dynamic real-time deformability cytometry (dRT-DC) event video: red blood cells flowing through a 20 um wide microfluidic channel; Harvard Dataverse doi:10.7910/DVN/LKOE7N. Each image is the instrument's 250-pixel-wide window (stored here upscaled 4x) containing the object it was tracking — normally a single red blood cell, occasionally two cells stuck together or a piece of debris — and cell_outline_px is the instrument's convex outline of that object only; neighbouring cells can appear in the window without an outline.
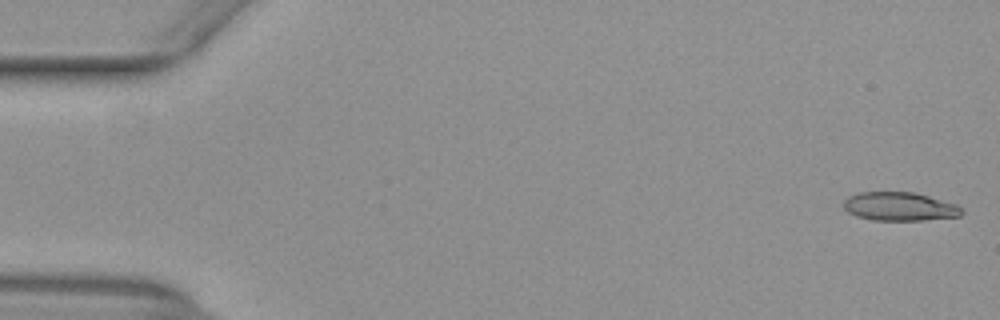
{"species": "common noctule bat (a hibernating species)", "species_latin": "Nyctalus noctula", "temperature_condition": "warm", "stored_images_in_passage": 52, "camera_frame_rate_fps": 3000, "um_per_image_px": 0.085, "animal": {"sex": "female", "body_mass_g": 29.2, "forearm_length_mm": 56.3}, "frame": {"image": 1, "passage_image": 1, "time_ms": 0.0, "image_size_px": [1000, 320], "cell_outline_px": [[964, 212], [960, 216], [924, 220], [872, 220], [856, 216], [848, 212], [844, 208], [844, 200], [848, 196], [856, 192], [916, 192], [956, 204]], "centroid_in_image_um": [76.45, 17.55], "position_along_channel_um": 8.6, "area_um2": 19.77}}
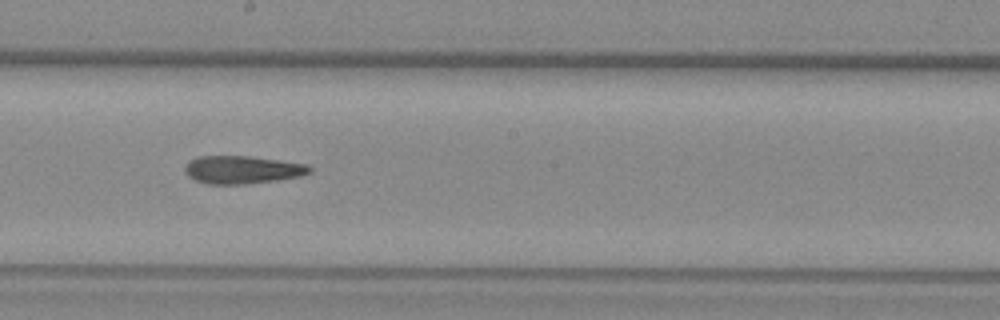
{"frame": {"image": 2, "passage_image": 29, "time_ms": 9.333, "image_size_px": [1000, 320], "cell_outline_px": [[312, 172], [300, 176], [276, 180], [244, 184], [208, 184], [192, 180], [184, 172], [184, 168], [188, 160], [196, 156], [248, 156], [280, 160], [304, 164], [312, 168]], "centroid_in_image_um": [20.53, 14.42], "position_along_channel_um": 227.7, "area_um2": 20.4}}
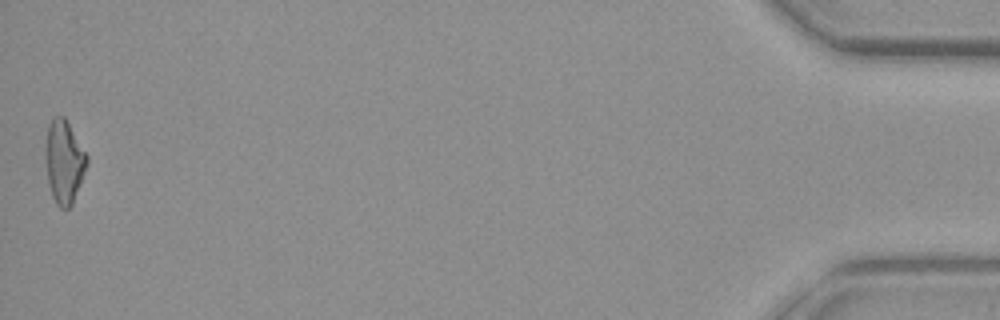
{"frame": {"image": 3, "passage_image": 52, "time_ms": 17.0, "image_size_px": [1000, 320], "cell_outline_px": [[88, 164], [72, 204], [68, 208], [60, 208], [56, 204], [52, 196], [48, 184], [44, 156], [44, 148], [48, 124], [52, 116], [64, 116], [88, 156]], "centroid_in_image_um": [5.42, 13.72], "position_along_channel_um": 429.8, "area_um2": 20.35}, "authors_computed_cell_mechanics": {"area_um2": 20.2878, "velocity_mm_per_s": 3.9555, "shape_relaxation_time_tau1_ms": null, "shape_relaxation_time_tau2_ms": 5.2478, "deformation_change_tau1": null, "deformation_change_tau2": 0.1858}}